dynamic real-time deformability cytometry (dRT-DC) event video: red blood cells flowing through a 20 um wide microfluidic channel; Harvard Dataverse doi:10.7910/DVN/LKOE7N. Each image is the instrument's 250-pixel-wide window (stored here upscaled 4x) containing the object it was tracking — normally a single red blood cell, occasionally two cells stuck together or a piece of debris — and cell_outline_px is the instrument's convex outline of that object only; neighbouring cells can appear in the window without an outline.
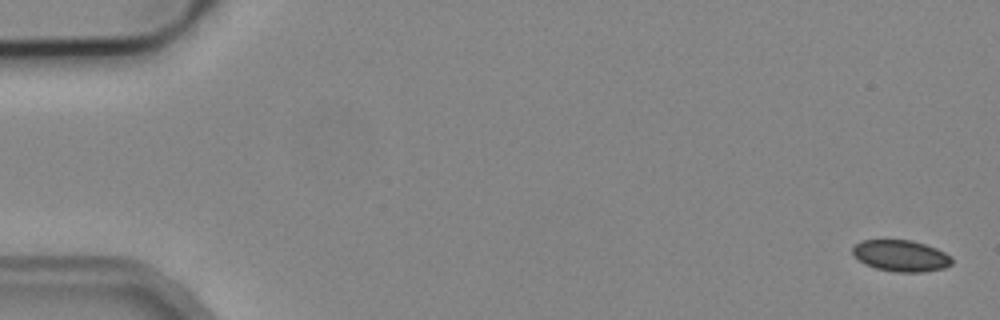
{"species": "common noctule bat (a hibernating species)", "species_latin": "Nyctalus noctula", "temperature_condition": "cold", "stored_images_in_passage": 6, "camera_frame_rate_fps": 3000, "um_per_image_px": 0.085, "animal": {"sex": "male", "body_mass_g": 19.2, "forearm_length_mm": 51.8}, "frame": {"image": 1, "passage_image": 1, "time_ms": 0.0, "image_size_px": [1000, 320], "cell_outline_px": [[952, 264], [944, 268], [920, 272], [896, 272], [876, 268], [864, 264], [852, 252], [852, 248], [860, 240], [912, 240], [936, 248], [952, 256]], "centroid_in_image_um": [76.59, 21.74], "position_along_channel_um": 8.4, "area_um2": 18.09}}
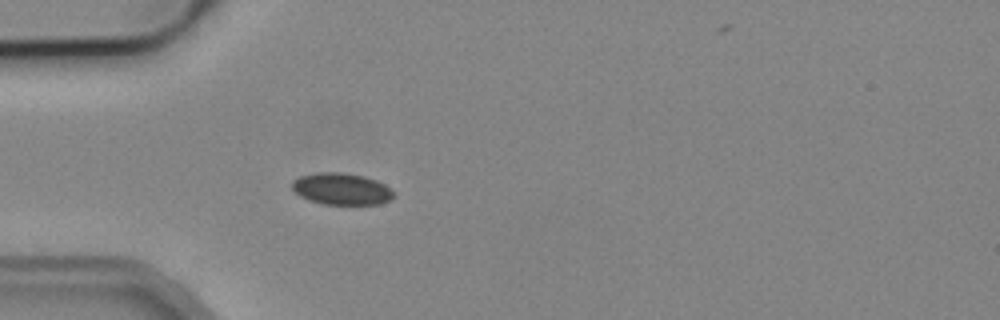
{"frame": {"image": 2, "passage_image": 5, "time_ms": 5.0, "image_size_px": [1000, 320], "cell_outline_px": [[396, 196], [392, 200], [380, 204], [320, 204], [308, 200], [300, 196], [292, 188], [292, 180], [300, 176], [320, 172], [344, 172], [364, 176], [376, 180], [384, 184], [396, 192]], "centroid_in_image_um": [29.07, 16.06], "position_along_channel_um": 55.9, "area_um2": 19.07}}